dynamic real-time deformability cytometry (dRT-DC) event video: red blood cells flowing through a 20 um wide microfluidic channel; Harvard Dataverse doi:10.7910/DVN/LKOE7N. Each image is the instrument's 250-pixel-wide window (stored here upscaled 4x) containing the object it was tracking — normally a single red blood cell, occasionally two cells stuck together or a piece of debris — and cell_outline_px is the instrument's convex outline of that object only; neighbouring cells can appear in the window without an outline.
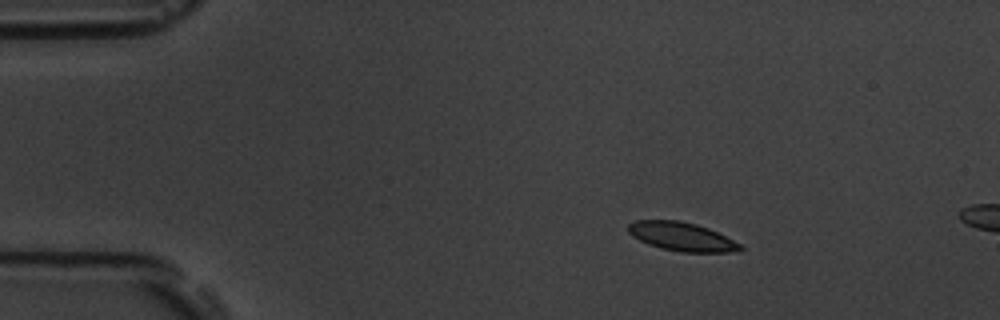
{"species": "common noctule bat (a hibernating species)", "species_latin": "Nyctalus noctula", "temperature_condition": "room temperature", "stored_images_in_passage": 15, "camera_frame_rate_fps": 3000, "um_per_image_px": 0.085, "animal": {"sex": "male", "body_mass_g": 19.5, "forearm_length_mm": 54.6}, "frame": {"image": 1, "passage_image": 9, "time_ms": 2.667, "image_size_px": [1000, 320], "cell_outline_px": [[744, 248], [740, 252], [680, 252], [660, 248], [648, 244], [632, 236], [628, 232], [628, 224], [636, 220], [680, 220], [696, 224], [708, 228], [740, 244]], "centroid_in_image_um": [57.94, 20.12], "position_along_channel_um": 27.1, "area_um2": 18.73}}